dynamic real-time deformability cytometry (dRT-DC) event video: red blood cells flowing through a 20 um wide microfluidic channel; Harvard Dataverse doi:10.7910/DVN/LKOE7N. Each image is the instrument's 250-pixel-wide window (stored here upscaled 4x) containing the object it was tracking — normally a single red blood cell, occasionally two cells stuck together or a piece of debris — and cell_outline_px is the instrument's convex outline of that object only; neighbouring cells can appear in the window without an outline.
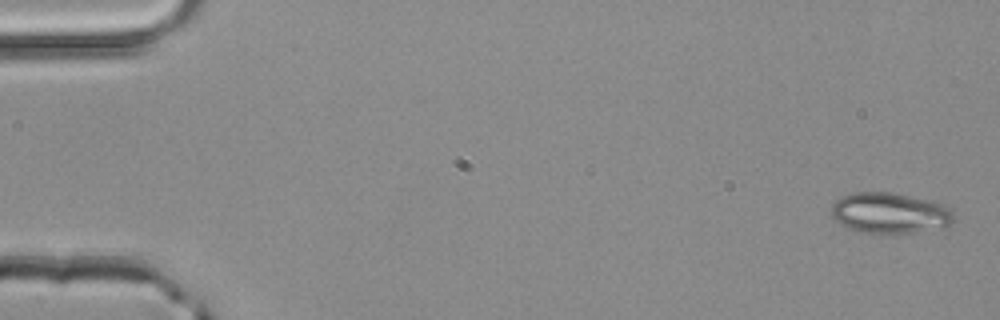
{"species": "common noctule bat (a hibernating species)", "species_latin": "Nyctalus noctula", "temperature_condition": "room temperature", "stored_images_in_passage": 4, "camera_frame_rate_fps": 3000, "um_per_image_px": 0.085, "animal": {"sex": "male", "body_mass_g": 20.4}, "frame": {"image": 1, "passage_image": 1, "time_ms": 0.0, "image_size_px": [1000, 320], "cell_outline_px": [[952, 224], [944, 228], [892, 236], [864, 232], [840, 224], [832, 216], [832, 204], [840, 196], [852, 192], [892, 192], [932, 200], [948, 204], [952, 212]], "centroid_in_image_um": [75.69, 18.12], "position_along_channel_um": 9.3, "area_um2": 29.94}}